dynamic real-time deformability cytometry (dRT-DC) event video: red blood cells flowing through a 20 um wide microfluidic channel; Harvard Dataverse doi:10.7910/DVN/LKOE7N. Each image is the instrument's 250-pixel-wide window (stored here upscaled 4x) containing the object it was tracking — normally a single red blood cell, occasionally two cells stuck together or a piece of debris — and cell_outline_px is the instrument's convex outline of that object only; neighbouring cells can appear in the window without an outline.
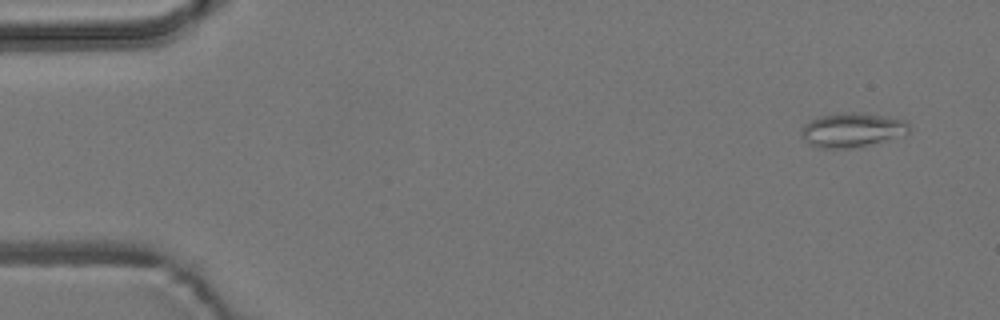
{"species": "common noctule bat (a hibernating species)", "species_latin": "Nyctalus noctula", "temperature_condition": "room temperature", "stored_images_in_passage": 5, "camera_frame_rate_fps": 3000, "um_per_image_px": 0.085, "animal": {"sex": "male", "body_mass_g": 19.2, "forearm_length_mm": 51.8}, "frame": {"image": 1, "passage_image": 1, "time_ms": 0.0, "image_size_px": [1000, 320], "cell_outline_px": [[908, 132], [860, 148], [816, 148], [808, 144], [800, 136], [800, 128], [804, 124], [820, 116], [852, 112], [860, 112], [904, 120], [908, 124]], "centroid_in_image_um": [72.33, 11.07], "position_along_channel_um": 12.7, "area_um2": 21.39}}
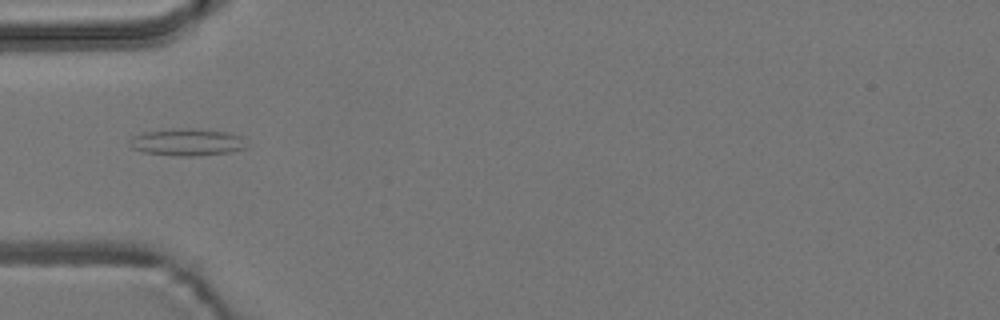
{"frame": {"image": 2, "passage_image": 5, "time_ms": 4.667, "image_size_px": [1000, 320], "cell_outline_px": [[248, 148], [232, 152], [192, 156], [176, 156], [144, 152], [132, 148], [128, 144], [128, 140], [132, 136], [144, 132], [172, 128], [192, 128], [224, 132], [240, 136]], "centroid_in_image_um": [15.86, 12.08], "position_along_channel_um": 69.1, "area_um2": 18.55}}